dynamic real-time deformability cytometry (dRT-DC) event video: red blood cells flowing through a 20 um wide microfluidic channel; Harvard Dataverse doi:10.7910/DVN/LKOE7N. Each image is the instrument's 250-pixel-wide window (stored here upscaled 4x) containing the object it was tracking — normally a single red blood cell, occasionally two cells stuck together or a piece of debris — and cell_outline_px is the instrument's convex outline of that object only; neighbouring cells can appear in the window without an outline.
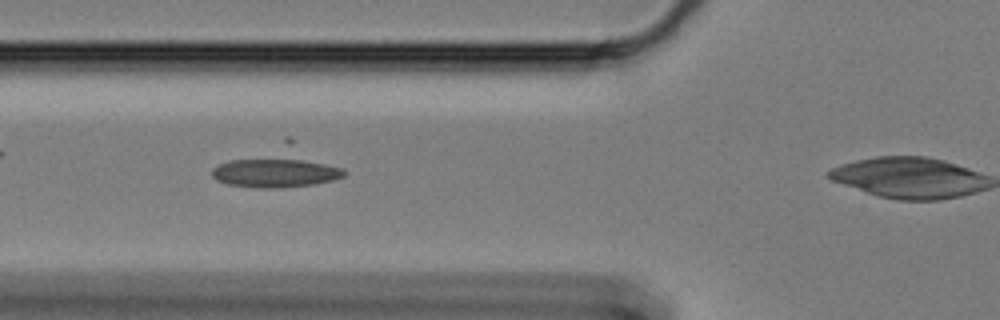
{"species": "Egyptian fruit bat (a non-hibernating species)", "species_latin": "Rousettus aegyptiacus", "temperature_condition": "cold", "stored_images_in_passage": 41, "camera_frame_rate_fps": 3000, "um_per_image_px": 0.085, "animal": {"sex": "female"}, "frame": {"image": 1, "passage_image": 11, "time_ms": 3.333, "image_size_px": [1000, 320], "cell_outline_px": [[348, 172], [344, 176], [332, 180], [316, 184], [276, 188], [260, 188], [228, 184], [216, 180], [212, 176], [212, 168], [228, 160], [284, 156], [292, 156], [344, 168]], "centroid_in_image_um": [23.43, 14.64], "position_along_channel_um": 102.4, "area_um2": 23.24}}
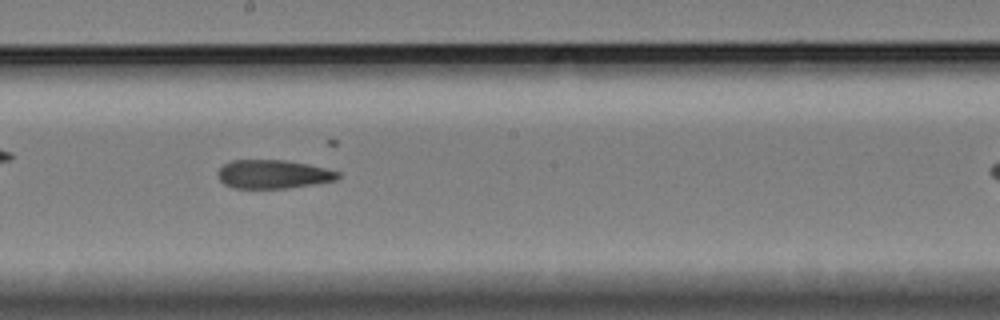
{"frame": {"image": 2, "passage_image": 22, "time_ms": 7.0, "image_size_px": [1000, 320], "cell_outline_px": [[340, 176], [336, 180], [288, 188], [232, 188], [224, 184], [220, 180], [216, 172], [224, 164], [232, 160], [284, 160], [308, 164], [340, 172]], "centroid_in_image_um": [23.19, 14.81], "position_along_channel_um": 225.0, "area_um2": 20.0}}
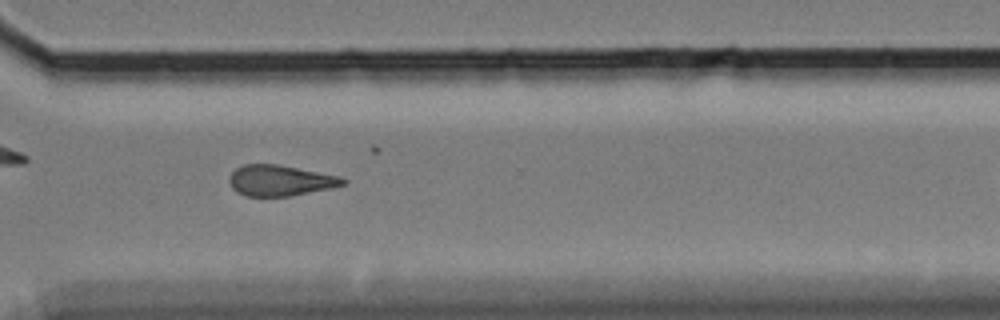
{"frame": {"image": 3, "passage_image": 33, "time_ms": 10.667, "image_size_px": [1000, 320], "cell_outline_px": [[348, 180], [344, 184], [332, 188], [292, 196], [244, 196], [236, 192], [232, 188], [228, 180], [232, 172], [236, 168], [244, 164], [276, 164], [340, 176]], "centroid_in_image_um": [23.8, 15.35], "position_along_channel_um": 346.8, "area_um2": 20.46}, "authors_computed_cell_mechanics": {"area_um2": 20.8658, "velocity_mm_per_s": 3.3258, "shape_relaxation_time_tau1_ms": null, "shape_relaxation_time_tau2_ms": 5.2332, "deformation_change_tau1": null, "deformation_change_tau2": 0.1321}}